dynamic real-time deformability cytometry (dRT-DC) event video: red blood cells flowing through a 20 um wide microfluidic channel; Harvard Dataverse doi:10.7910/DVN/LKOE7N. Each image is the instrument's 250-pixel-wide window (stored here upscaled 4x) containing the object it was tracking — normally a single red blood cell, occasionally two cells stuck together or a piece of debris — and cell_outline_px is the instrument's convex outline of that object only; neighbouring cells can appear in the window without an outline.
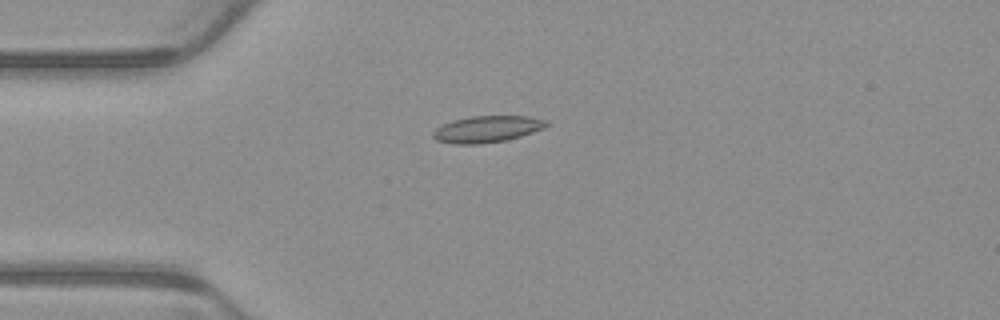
{"species": "common noctule bat (a hibernating species)", "species_latin": "Nyctalus noctula", "temperature_condition": "warm", "stored_images_in_passage": 6, "camera_frame_rate_fps": 3000, "um_per_image_px": 0.085, "animal": {"sex": "male", "body_mass_g": 23.1, "forearm_length_mm": 52.7}, "frame": {"image": 1, "passage_image": 4, "time_ms": 1.0, "image_size_px": [1000, 320], "cell_outline_px": [[552, 124], [544, 128], [508, 140], [480, 144], [452, 144], [436, 140], [432, 136], [432, 132], [440, 124], [452, 120], [472, 116], [528, 116], [548, 120]], "centroid_in_image_um": [41.4, 10.97], "position_along_channel_um": 43.6, "area_um2": 17.86}}
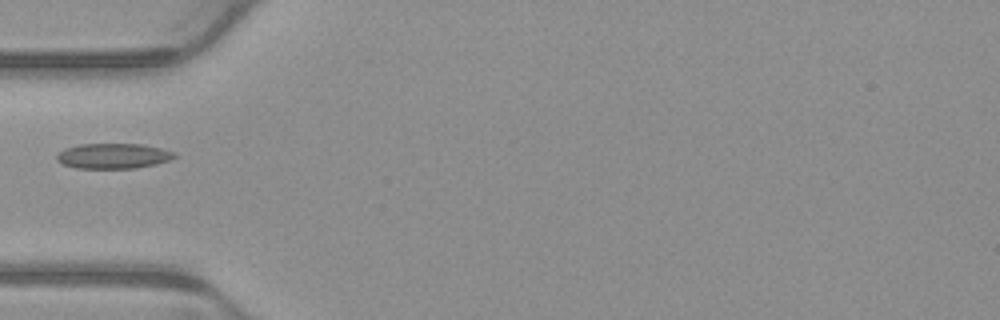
{"frame": {"image": 2, "passage_image": 5, "time_ms": 1.333, "image_size_px": [1000, 320], "cell_outline_px": [[176, 156], [168, 160], [156, 164], [136, 168], [76, 168], [64, 164], [56, 160], [56, 156], [64, 148], [80, 144], [144, 144], [176, 152]], "centroid_in_image_um": [9.63, 13.25], "position_along_channel_um": 75.4, "area_um2": 17.28}}
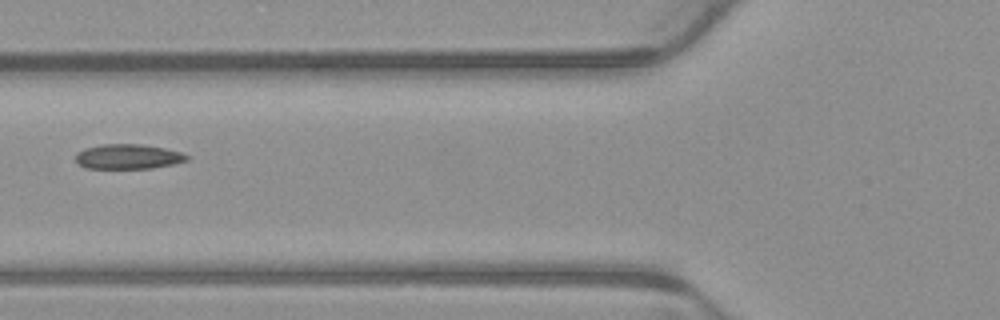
{"frame": {"image": 3, "passage_image": 6, "time_ms": 1.667, "image_size_px": [1000, 320], "cell_outline_px": [[188, 160], [172, 164], [152, 168], [84, 168], [76, 164], [76, 152], [84, 148], [100, 144], [140, 144], [164, 148], [180, 152], [188, 156]], "centroid_in_image_um": [10.82, 13.31], "position_along_channel_um": 115.0, "area_um2": 16.13}}